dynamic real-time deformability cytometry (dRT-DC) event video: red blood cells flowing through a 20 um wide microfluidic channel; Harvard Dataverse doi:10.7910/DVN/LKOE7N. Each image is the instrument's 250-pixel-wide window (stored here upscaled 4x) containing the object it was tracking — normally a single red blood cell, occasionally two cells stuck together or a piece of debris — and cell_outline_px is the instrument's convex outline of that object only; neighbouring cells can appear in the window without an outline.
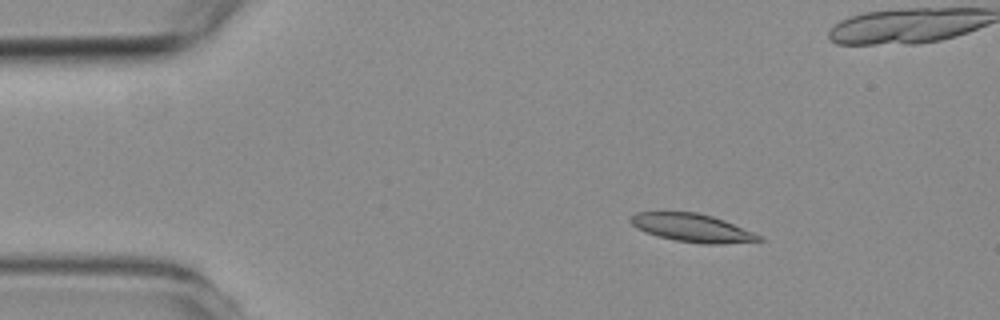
{"species": "common noctule bat (a hibernating species)", "species_latin": "Nyctalus noctula", "temperature_condition": "room temperature", "stored_images_in_passage": 6, "camera_frame_rate_fps": 3000, "um_per_image_px": 0.085, "animal": {"sex": "female", "body_mass_g": 19.3, "forearm_length_mm": 54.1}, "frame": {"image": 1, "passage_image": 3, "time_ms": 2.333, "image_size_px": [1000, 320], "cell_outline_px": [[764, 240], [720, 244], [700, 244], [676, 240], [644, 232], [636, 228], [628, 220], [628, 216], [636, 212], [696, 212], [712, 216], [724, 220], [764, 236]], "centroid_in_image_um": [58.83, 19.36], "position_along_channel_um": 26.2, "area_um2": 21.15}}